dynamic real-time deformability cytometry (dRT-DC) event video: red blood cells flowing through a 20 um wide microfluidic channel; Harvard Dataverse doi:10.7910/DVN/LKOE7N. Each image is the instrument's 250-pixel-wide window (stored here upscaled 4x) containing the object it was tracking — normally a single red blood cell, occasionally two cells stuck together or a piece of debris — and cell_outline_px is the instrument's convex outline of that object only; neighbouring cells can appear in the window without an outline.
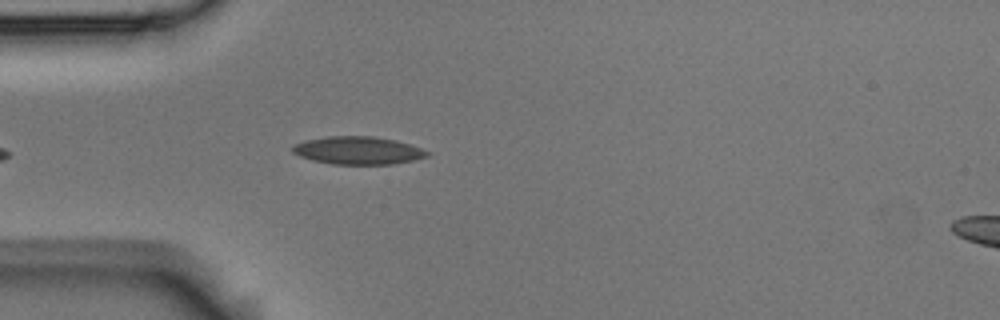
{"species": "Egyptian fruit bat (a non-hibernating species)", "species_latin": "Rousettus aegyptiacus", "temperature_condition": "room temperature", "stored_images_in_passage": 43, "camera_frame_rate_fps": 3000, "um_per_image_px": 0.085, "animal": {"sex": "male"}, "frame": {"image": 1, "passage_image": 12, "time_ms": 3.667, "image_size_px": [1000, 320], "cell_outline_px": [[432, 152], [428, 156], [412, 160], [392, 164], [332, 164], [312, 160], [300, 156], [292, 152], [292, 144], [304, 140], [328, 136], [376, 136], [396, 140]], "centroid_in_image_um": [30.4, 12.78], "position_along_channel_um": 54.6, "area_um2": 21.91}}
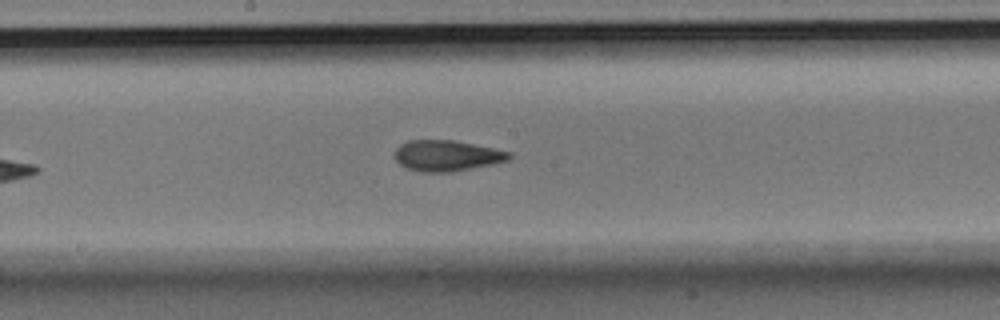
{"frame": {"image": 2, "passage_image": 25, "time_ms": 8.0, "image_size_px": [1000, 320], "cell_outline_px": [[512, 156], [508, 160], [492, 164], [452, 172], [420, 172], [408, 168], [400, 164], [392, 156], [396, 148], [400, 144], [408, 140], [452, 140], [512, 152]], "centroid_in_image_um": [37.94, 13.23], "position_along_channel_um": 210.3, "area_um2": 20.58}}
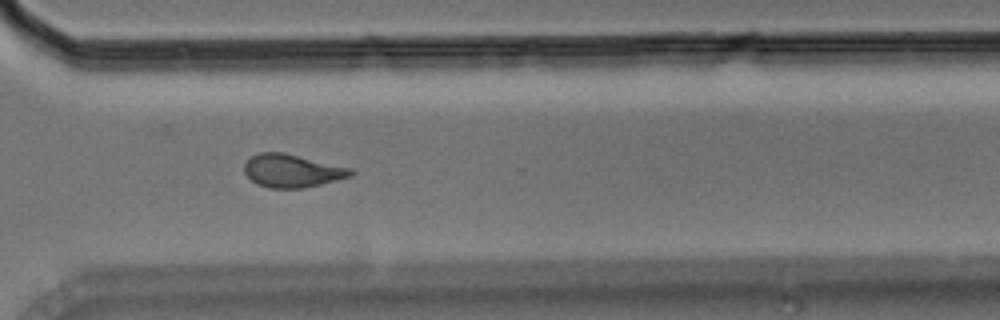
{"frame": {"image": 3, "passage_image": 36, "time_ms": 11.667, "image_size_px": [1000, 320], "cell_outline_px": [[356, 172], [352, 176], [304, 188], [272, 188], [256, 184], [244, 172], [244, 164], [252, 156], [260, 152], [284, 152], [352, 168]], "centroid_in_image_um": [24.85, 14.51], "position_along_channel_um": 345.8, "area_um2": 20.52}, "authors_computed_cell_mechanics": {"area_um2": 20.5768, "velocity_mm_per_s": 3.7079, "shape_relaxation_time_tau1_ms": 7.9086, "shape_relaxation_time_tau2_ms": 2.2623, "deformation_change_tau1": 0.1788, "deformation_change_tau2": 0.0865}}